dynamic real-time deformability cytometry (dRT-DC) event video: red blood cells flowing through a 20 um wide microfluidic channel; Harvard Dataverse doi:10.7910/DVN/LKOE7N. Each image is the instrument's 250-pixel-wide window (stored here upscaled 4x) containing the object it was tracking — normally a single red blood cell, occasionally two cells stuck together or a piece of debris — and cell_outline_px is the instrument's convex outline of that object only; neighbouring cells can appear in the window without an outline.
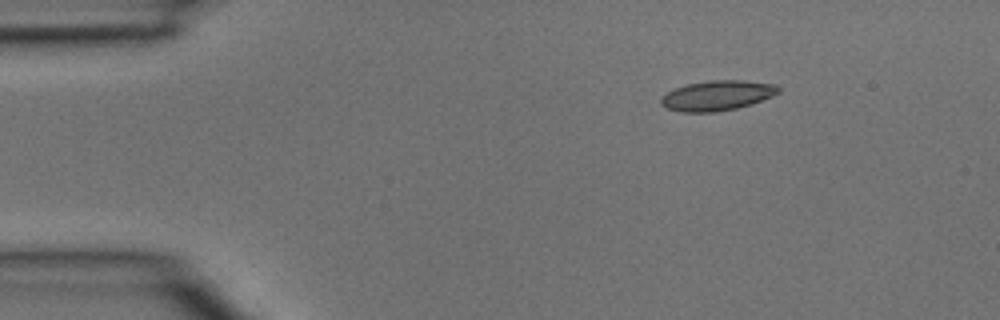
{"species": "common noctule bat (a hibernating species)", "species_latin": "Nyctalus noctula", "temperature_condition": "room temperature", "stored_images_in_passage": 3, "camera_frame_rate_fps": 3000, "um_per_image_px": 0.085, "animal": {"sex": "male", "body_mass_g": 15.6}, "frame": {"image": 1, "passage_image": 1, "time_ms": 0.0, "image_size_px": [1000, 320], "cell_outline_px": [[780, 92], [772, 96], [736, 108], [716, 112], [684, 112], [668, 108], [660, 104], [660, 100], [668, 92], [676, 88], [688, 84], [708, 80], [744, 80], [776, 84], [780, 88]], "centroid_in_image_um": [60.98, 8.11], "position_along_channel_um": 24.0, "area_um2": 20.29}}
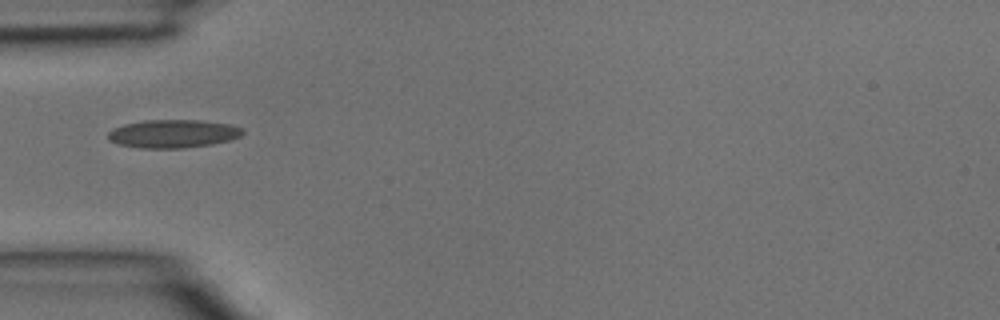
{"frame": {"image": 2, "passage_image": 3, "time_ms": 0.667, "image_size_px": [1000, 320], "cell_outline_px": [[244, 132], [240, 136], [232, 140], [212, 144], [184, 148], [140, 148], [120, 144], [108, 140], [108, 132], [112, 128], [124, 124], [144, 120], [200, 120], [232, 124], [244, 128]], "centroid_in_image_um": [14.74, 11.36], "position_along_channel_um": 70.3, "area_um2": 22.37}}